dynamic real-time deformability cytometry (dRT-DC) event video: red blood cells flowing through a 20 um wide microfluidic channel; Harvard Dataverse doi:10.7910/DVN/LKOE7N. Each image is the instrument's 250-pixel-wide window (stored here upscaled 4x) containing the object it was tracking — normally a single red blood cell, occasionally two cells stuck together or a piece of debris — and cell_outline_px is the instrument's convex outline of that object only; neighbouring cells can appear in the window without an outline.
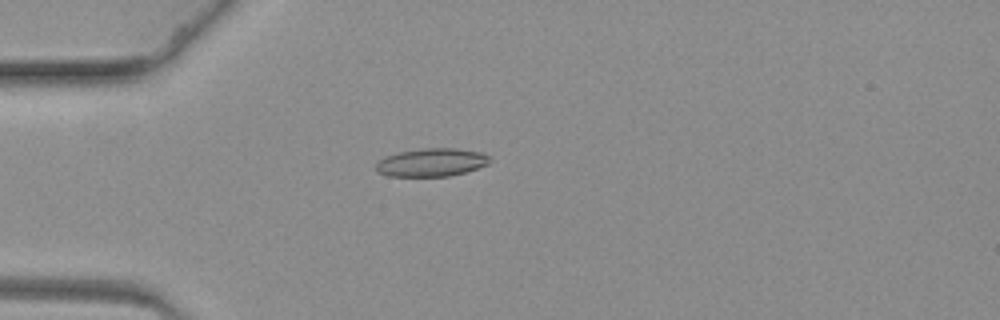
{"species": "common noctule bat (a hibernating species)", "species_latin": "Nyctalus noctula", "temperature_condition": "warm", "stored_images_in_passage": 64, "camera_frame_rate_fps": 3000, "um_per_image_px": 0.085, "animal": {"sex": "female", "body_mass_g": 19.3, "forearm_length_mm": 54.1}, "frame": {"image": 1, "passage_image": 19, "time_ms": 6.0, "image_size_px": [1000, 320], "cell_outline_px": [[492, 160], [488, 164], [464, 172], [448, 176], [388, 176], [376, 172], [376, 164], [384, 156], [400, 152], [424, 148], [456, 148], [484, 152], [492, 156]], "centroid_in_image_um": [36.71, 13.79], "position_along_channel_um": 48.3, "area_um2": 18.79}}
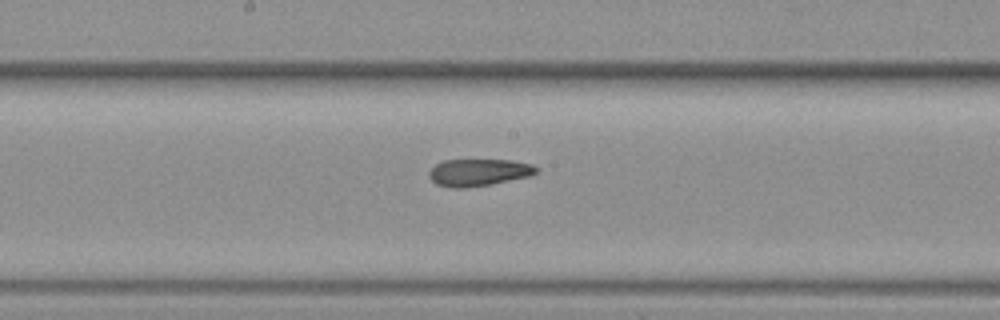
{"frame": {"image": 2, "passage_image": 35, "time_ms": 11.333, "image_size_px": [1000, 320], "cell_outline_px": [[536, 172], [532, 176], [492, 184], [464, 188], [452, 188], [436, 184], [428, 176], [428, 172], [436, 164], [444, 160], [512, 160], [532, 164], [536, 168]], "centroid_in_image_um": [40.68, 14.66], "position_along_channel_um": 207.5, "area_um2": 16.99}}
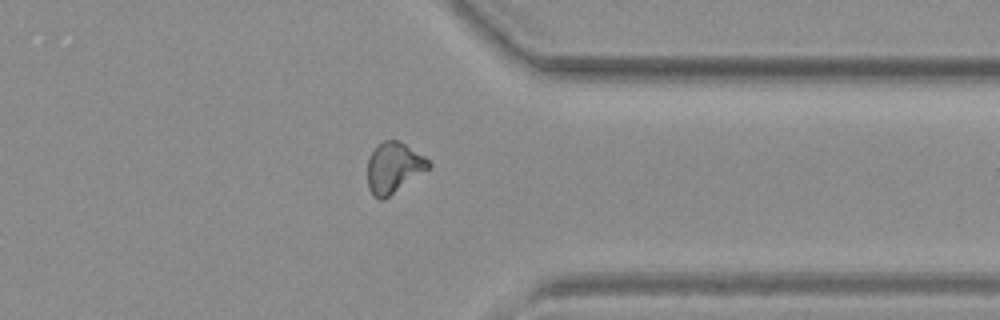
{"frame": {"image": 3, "passage_image": 51, "time_ms": 16.667, "image_size_px": [1000, 320], "cell_outline_px": [[432, 168], [384, 200], [380, 200], [372, 196], [368, 188], [368, 160], [376, 144], [384, 140], [396, 140], [404, 144], [424, 156], [432, 164]], "centroid_in_image_um": [33.48, 14.28], "position_along_channel_um": 377.9, "area_um2": 18.32}}